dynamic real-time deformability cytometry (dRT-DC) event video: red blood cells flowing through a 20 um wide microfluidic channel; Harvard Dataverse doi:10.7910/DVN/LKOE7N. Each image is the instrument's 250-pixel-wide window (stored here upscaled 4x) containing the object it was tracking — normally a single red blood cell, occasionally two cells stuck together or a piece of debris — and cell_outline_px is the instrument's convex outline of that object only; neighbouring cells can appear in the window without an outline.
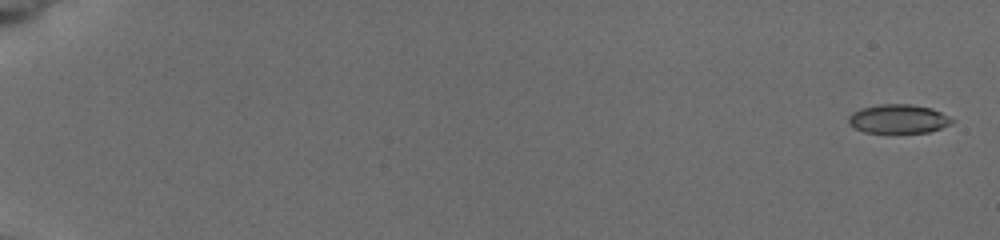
{"species": "common noctule bat (a hibernating species)", "species_latin": "Nyctalus noctula", "temperature_condition": "cold", "stored_images_in_passage": 12, "camera_frame_rate_fps": 3000, "um_per_image_px": 0.085, "animal": {"sex": "female", "body_mass_g": 19.5, "forearm_length_mm": 54.1}, "frame": {"image": 1, "passage_image": 1, "time_ms": 0.0, "image_size_px": [1000, 240], "cell_outline_px": [[956, 120], [940, 128], [928, 132], [864, 132], [848, 124], [848, 116], [852, 112], [860, 108], [880, 104], [912, 104], [932, 108]], "centroid_in_image_um": [76.33, 10.09], "position_along_channel_um": 8.7, "area_um2": 17.34}}
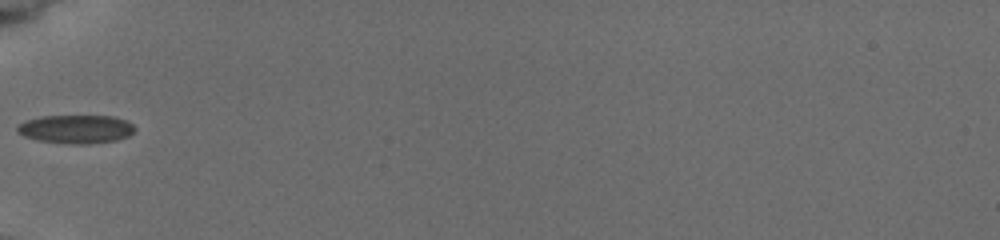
{"frame": {"image": 2, "passage_image": 9, "time_ms": 7.0, "image_size_px": [1000, 240], "cell_outline_px": [[136, 128], [128, 136], [116, 140], [88, 144], [68, 144], [36, 140], [24, 136], [16, 132], [16, 128], [24, 120], [40, 116], [112, 116], [124, 120], [132, 124]], "centroid_in_image_um": [6.41, 10.98], "position_along_channel_um": 78.6, "area_um2": 19.59}}
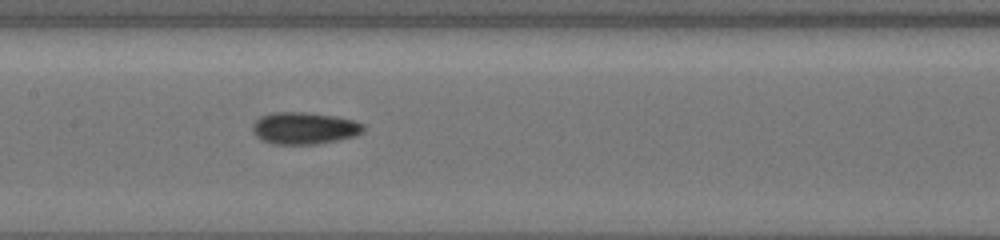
{"frame": {"image": 3, "passage_image": 12, "time_ms": 9.667, "image_size_px": [1000, 240], "cell_outline_px": [[364, 128], [360, 132], [352, 136], [336, 140], [316, 144], [272, 144], [260, 140], [252, 132], [252, 124], [260, 116], [272, 112], [304, 112], [336, 116], [356, 120], [364, 124]], "centroid_in_image_um": [25.81, 10.88], "position_along_channel_um": 181.6, "area_um2": 20.75}}